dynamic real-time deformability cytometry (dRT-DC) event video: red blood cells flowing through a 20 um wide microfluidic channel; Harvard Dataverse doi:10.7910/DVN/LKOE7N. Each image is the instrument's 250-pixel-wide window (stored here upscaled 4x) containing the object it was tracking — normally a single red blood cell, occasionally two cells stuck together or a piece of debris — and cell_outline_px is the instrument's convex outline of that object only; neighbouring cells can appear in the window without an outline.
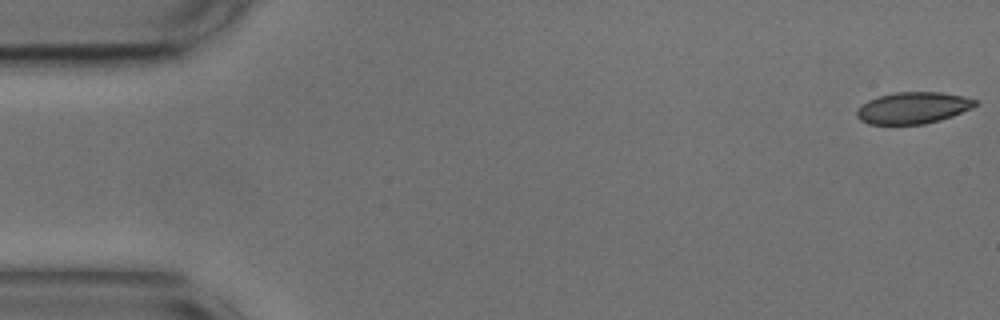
{"species": "common noctule bat (a hibernating species)", "species_latin": "Nyctalus noctula", "temperature_condition": "cold", "stored_images_in_passage": 54, "camera_frame_rate_fps": 3000, "um_per_image_px": 0.085, "animal": {"sex": "male", "body_mass_g": 17.9, "forearm_length_mm": 54.2}, "frame": {"image": 1, "passage_image": 1, "time_ms": 0.0, "image_size_px": [1000, 320], "cell_outline_px": [[976, 104], [972, 108], [952, 116], [940, 120], [924, 124], [868, 124], [860, 120], [856, 116], [856, 112], [868, 100], [880, 96], [896, 92], [940, 92], [964, 96], [976, 100]], "centroid_in_image_um": [77.61, 9.17], "position_along_channel_um": 7.4, "area_um2": 21.62}}
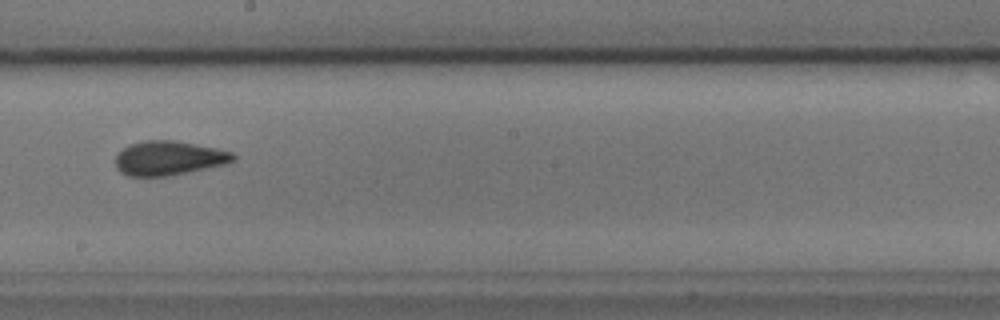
{"frame": {"image": 2, "passage_image": 30, "time_ms": 9.667, "image_size_px": [1000, 320], "cell_outline_px": [[236, 160], [224, 164], [168, 176], [128, 176], [120, 172], [116, 168], [116, 156], [128, 144], [144, 140], [176, 140], [216, 148], [232, 152], [236, 156]], "centroid_in_image_um": [14.33, 13.43], "position_along_channel_um": 233.9, "area_um2": 23.47}}
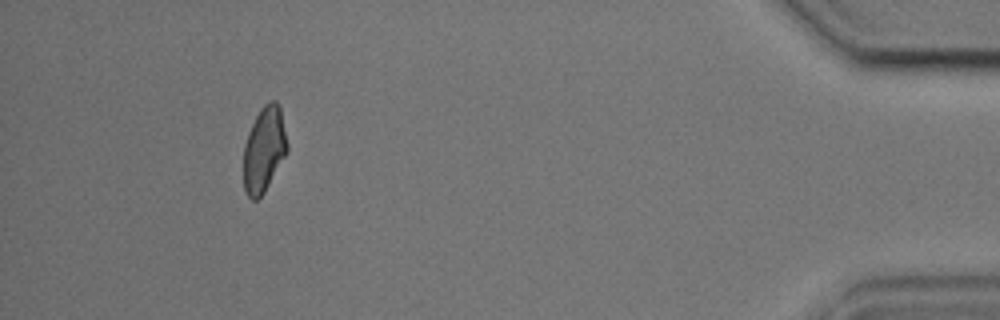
{"frame": {"image": 3, "passage_image": 50, "time_ms": 16.333, "image_size_px": [1000, 320], "cell_outline_px": [[288, 152], [264, 192], [256, 200], [252, 200], [248, 196], [244, 188], [244, 144], [248, 132], [260, 108], [264, 104], [272, 100], [276, 100], [280, 104], [288, 144]], "centroid_in_image_um": [22.46, 12.67], "position_along_channel_um": 412.7, "area_um2": 21.85}, "authors_computed_cell_mechanics": {"area_um2": 22.831, "velocity_mm_per_s": 3.6501, "shape_relaxation_time_tau1_ms": 4.6617, "shape_relaxation_time_tau2_ms": 1.8959, "deformation_change_tau1": 0.0928, "deformation_change_tau2": 0.0544}}